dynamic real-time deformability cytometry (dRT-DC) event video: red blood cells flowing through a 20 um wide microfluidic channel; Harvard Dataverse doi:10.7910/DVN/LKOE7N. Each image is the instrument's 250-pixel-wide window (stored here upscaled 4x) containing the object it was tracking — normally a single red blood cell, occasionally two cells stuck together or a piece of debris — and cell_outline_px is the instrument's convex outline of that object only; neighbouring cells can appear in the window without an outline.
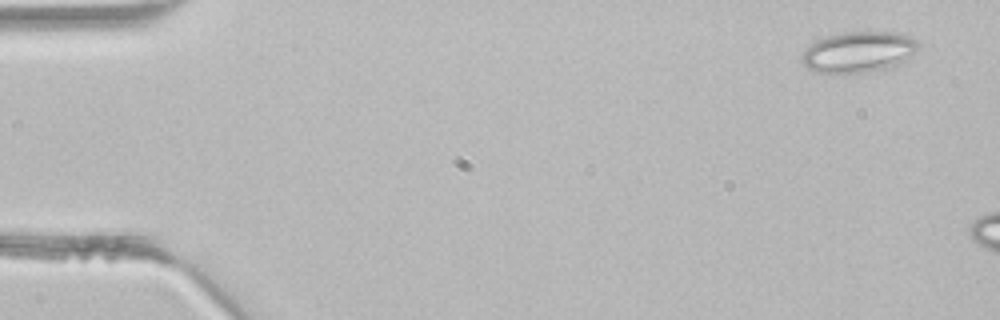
{"species": "common noctule bat (a hibernating species)", "species_latin": "Nyctalus noctula", "temperature_condition": "room temperature", "stored_images_in_passage": 3, "camera_frame_rate_fps": 3000, "um_per_image_px": 0.085, "animal": {"sex": "male", "body_mass_g": 21.5, "forearm_length_mm": 52.0}, "frame": {"image": 1, "passage_image": 1, "time_ms": 0.0, "image_size_px": [1000, 320], "cell_outline_px": [[920, 48], [908, 60], [884, 72], [816, 72], [808, 68], [800, 60], [804, 52], [816, 40], [828, 36], [844, 32], [904, 32], [916, 40], [920, 44]], "centroid_in_image_um": [73.1, 4.42], "position_along_channel_um": 11.9, "area_um2": 28.21}}